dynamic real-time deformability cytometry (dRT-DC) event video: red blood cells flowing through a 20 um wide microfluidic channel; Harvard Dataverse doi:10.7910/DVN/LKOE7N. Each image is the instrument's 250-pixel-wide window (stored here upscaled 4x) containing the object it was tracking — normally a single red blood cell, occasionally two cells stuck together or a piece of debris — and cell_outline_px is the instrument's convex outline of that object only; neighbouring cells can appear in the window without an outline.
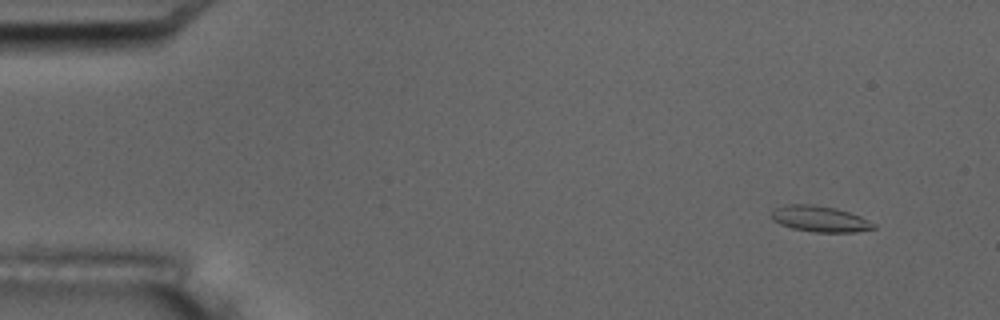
{"species": "common noctule bat (a hibernating species)", "species_latin": "Nyctalus noctula", "temperature_condition": "room temperature", "stored_images_in_passage": 7, "camera_frame_rate_fps": 3000, "um_per_image_px": 0.085, "animal": {"sex": "male", "body_mass_g": 17.5, "forearm_length_mm": 52.3}, "frame": {"image": 1, "passage_image": 2, "time_ms": 1.0, "image_size_px": [1000, 320], "cell_outline_px": [[876, 228], [856, 232], [816, 232], [792, 228], [780, 224], [772, 220], [772, 208], [788, 204], [812, 204], [836, 208], [860, 216], [876, 224]], "centroid_in_image_um": [69.68, 18.6], "position_along_channel_um": 15.3, "area_um2": 15.49}}